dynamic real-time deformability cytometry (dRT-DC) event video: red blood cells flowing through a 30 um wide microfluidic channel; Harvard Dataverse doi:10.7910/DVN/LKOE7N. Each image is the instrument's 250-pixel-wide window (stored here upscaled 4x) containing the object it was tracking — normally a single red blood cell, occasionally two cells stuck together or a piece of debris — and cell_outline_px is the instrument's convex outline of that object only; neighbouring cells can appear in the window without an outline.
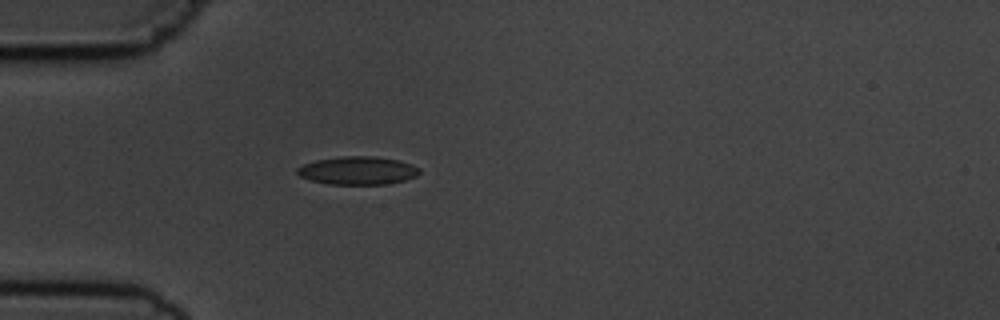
{"species": "common noctule bat (a hibernating species)", "species_latin": "Nyctalus noctula", "temperature_condition": "cold", "stored_images_in_passage": 1, "camera_frame_rate_fps": 3000, "um_per_image_px": 0.085, "animal": {"sex": "male", "body_mass_g": 19.5, "forearm_length_mm": 54.6}, "frame": {"image": 1, "passage_image": 1, "time_ms": 0.0, "image_size_px": [1000, 320], "cell_outline_px": [[420, 172], [416, 176], [404, 180], [384, 184], [328, 184], [312, 180], [300, 176], [296, 172], [296, 168], [304, 164], [316, 160], [340, 156], [376, 156], [400, 160], [412, 164], [420, 168]], "centroid_in_image_um": [30.42, 14.48], "position_along_channel_um": 54.6, "area_um2": 20.06}}